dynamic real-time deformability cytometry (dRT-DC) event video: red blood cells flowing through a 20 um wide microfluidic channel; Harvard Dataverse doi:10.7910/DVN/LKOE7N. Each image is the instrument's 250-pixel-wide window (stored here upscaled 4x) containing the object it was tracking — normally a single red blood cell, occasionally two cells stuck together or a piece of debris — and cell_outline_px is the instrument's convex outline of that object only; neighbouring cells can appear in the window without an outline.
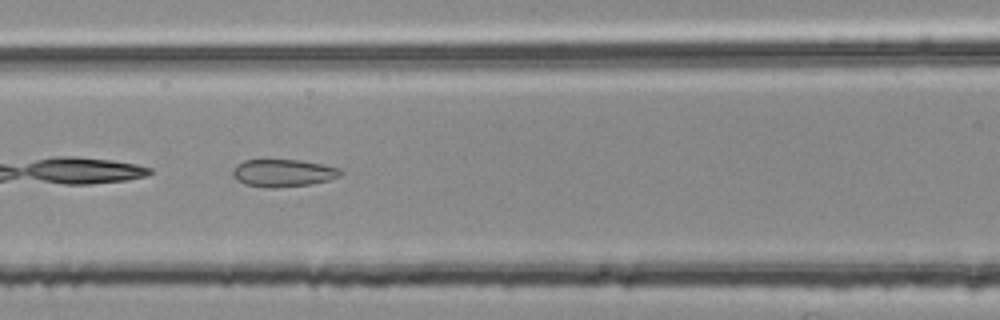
{"species": "common noctule bat (a hibernating species)", "species_latin": "Nyctalus noctula", "temperature_condition": "room temperature", "stored_images_in_passage": 36, "camera_frame_rate_fps": 3000, "um_per_image_px": 0.085, "animal": {"sex": "female", "body_mass_g": 25.1}, "frame": {"image": 1, "passage_image": 6, "time_ms": 1.667, "image_size_px": [1000, 320], "cell_outline_px": [[344, 172], [340, 176], [328, 180], [308, 184], [276, 188], [268, 188], [244, 184], [236, 180], [232, 176], [232, 168], [236, 164], [244, 160], [304, 160], [324, 164], [340, 168]], "centroid_in_image_um": [24.05, 14.7], "position_along_channel_um": 142.6, "area_um2": 17.51}}
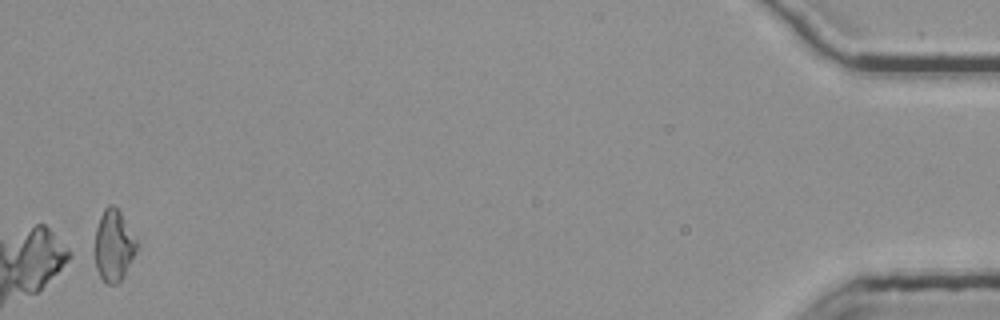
{"frame": {"image": 2, "passage_image": 36, "time_ms": 11.667, "image_size_px": [1000, 320], "cell_outline_px": [[140, 244], [124, 276], [116, 284], [108, 284], [100, 276], [88, 252], [100, 216], [104, 208], [108, 204], [112, 204], [120, 212]], "centroid_in_image_um": [9.59, 20.88], "position_along_channel_um": 425.6, "area_um2": 18.5}}